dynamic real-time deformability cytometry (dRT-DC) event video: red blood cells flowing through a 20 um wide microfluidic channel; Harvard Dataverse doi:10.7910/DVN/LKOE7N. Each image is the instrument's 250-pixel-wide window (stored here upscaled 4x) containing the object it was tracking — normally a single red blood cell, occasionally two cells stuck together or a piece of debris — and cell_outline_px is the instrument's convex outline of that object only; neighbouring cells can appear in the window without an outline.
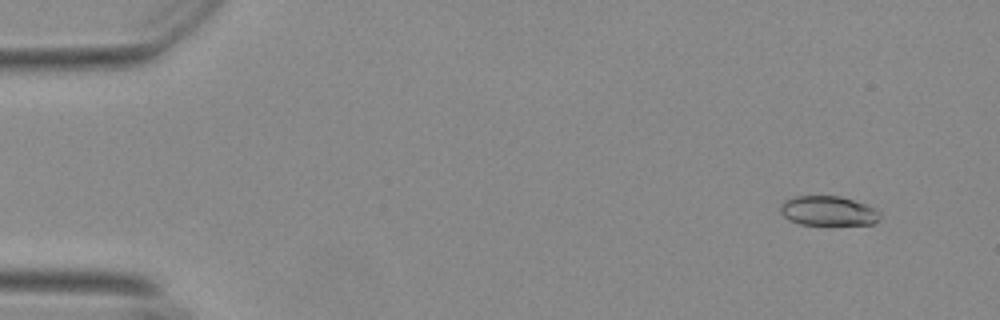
{"species": "Egyptian fruit bat (a non-hibernating species)", "species_latin": "Rousettus aegyptiacus", "temperature_condition": "warm", "stored_images_in_passage": 12, "camera_frame_rate_fps": 3000, "um_per_image_px": 0.085, "animal": {"sex": "female"}, "frame": {"image": 1, "passage_image": 4, "time_ms": 1.0, "image_size_px": [1000, 320], "cell_outline_px": [[880, 216], [872, 224], [800, 224], [788, 220], [780, 212], [780, 204], [784, 200], [796, 196], [840, 196], [864, 204], [880, 212]], "centroid_in_image_um": [70.33, 17.92], "position_along_channel_um": 14.7, "area_um2": 16.94}}